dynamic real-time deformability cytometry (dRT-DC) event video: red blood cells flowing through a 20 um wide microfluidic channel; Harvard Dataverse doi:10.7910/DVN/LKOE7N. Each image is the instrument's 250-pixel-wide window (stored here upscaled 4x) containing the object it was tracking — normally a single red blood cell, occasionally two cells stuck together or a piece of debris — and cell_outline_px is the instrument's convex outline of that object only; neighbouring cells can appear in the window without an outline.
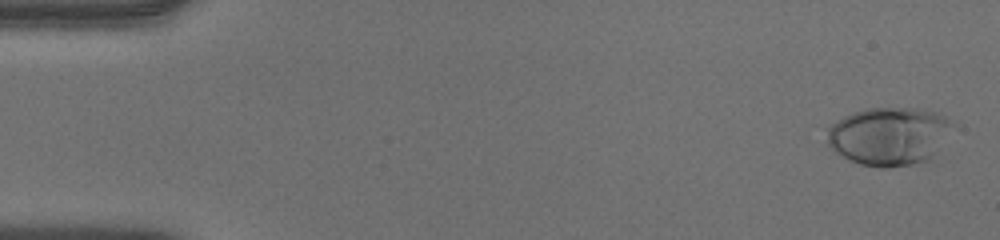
{"species": "human", "species_latin": "Homo sapiens", "temperature_condition": "warm", "stored_images_in_passage": 49, "camera_frame_rate_fps": 3000, "um_per_image_px": 0.085, "donor": {"sex": "male"}, "frame": {"image": 1, "passage_image": 2, "time_ms": 0.333, "image_size_px": [1000, 240], "cell_outline_px": [[944, 120], [924, 160], [908, 164], [864, 164], [852, 160], [844, 156], [832, 148], [828, 140], [828, 128], [832, 124], [856, 112], [872, 108], [884, 108], [932, 112]], "centroid_in_image_um": [75.25, 11.54], "position_along_channel_um": 9.8, "area_um2": 37.22}}
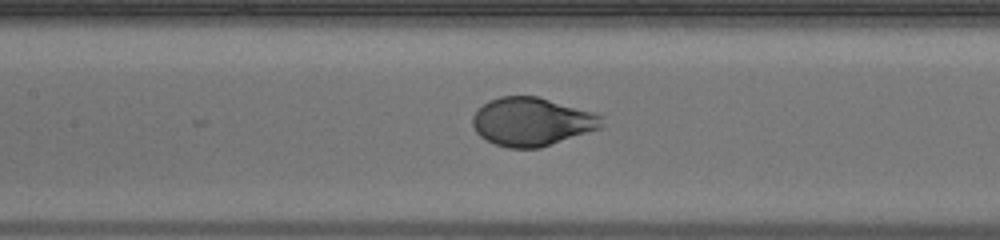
{"frame": {"image": 2, "passage_image": 24, "time_ms": 7.667, "image_size_px": [1000, 240], "cell_outline_px": [[600, 128], [540, 148], [508, 148], [496, 144], [480, 136], [476, 132], [472, 124], [472, 116], [488, 100], [500, 96], [536, 96], [588, 112], [600, 116]], "centroid_in_image_um": [45.11, 10.36], "position_along_channel_um": 162.3, "area_um2": 35.55}}
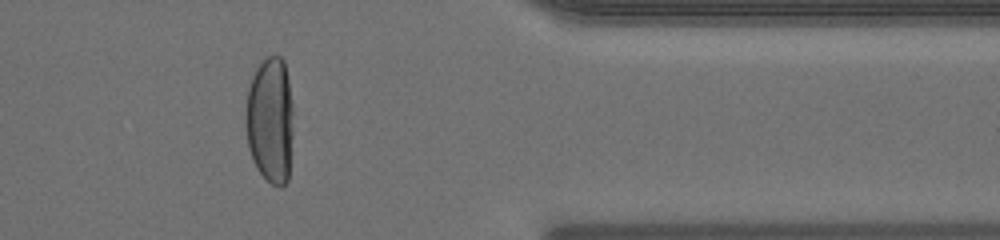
{"frame": {"image": 3, "passage_image": 42, "time_ms": 13.667, "image_size_px": [1000, 240], "cell_outline_px": [[292, 136], [288, 180], [280, 188], [272, 184], [256, 168], [252, 160], [248, 148], [244, 116], [244, 112], [248, 88], [252, 76], [256, 68], [268, 56], [280, 56], [284, 60], [288, 80], [292, 104]], "centroid_in_image_um": [22.94, 10.22], "position_along_channel_um": 388.5, "area_um2": 35.37}, "authors_computed_cell_mechanics": {"area_um2": 36.2406, "velocity_mm_per_s": 4.0662, "shape_relaxation_time_tau1_ms": 3.362, "shape_relaxation_time_tau2_ms": null, "deformation_change_tau1": 0.2221, "deformation_change_tau2": null}}